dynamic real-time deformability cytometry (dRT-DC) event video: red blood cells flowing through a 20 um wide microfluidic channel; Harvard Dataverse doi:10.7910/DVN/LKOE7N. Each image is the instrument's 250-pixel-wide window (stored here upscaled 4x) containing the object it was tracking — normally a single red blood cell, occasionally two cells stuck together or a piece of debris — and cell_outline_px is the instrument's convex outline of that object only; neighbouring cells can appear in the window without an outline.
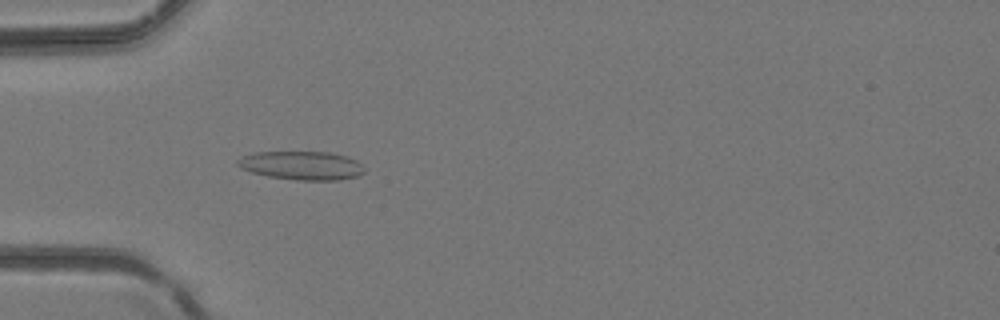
{"species": "common noctule bat (a hibernating species)", "species_latin": "Nyctalus noctula", "temperature_condition": "room temperature", "stored_images_in_passage": 42, "camera_frame_rate_fps": 3000, "um_per_image_px": 0.085, "animal": {"sex": "female", "body_mass_g": 24.6, "forearm_length_mm": 56.2}, "frame": {"image": 1, "passage_image": 14, "time_ms": 4.333, "image_size_px": [1000, 320], "cell_outline_px": [[364, 172], [360, 176], [340, 180], [296, 180], [268, 176], [252, 172], [240, 168], [236, 164], [236, 160], [240, 156], [252, 152], [328, 152], [344, 156], [356, 160], [364, 168]], "centroid_in_image_um": [25.61, 14.07], "position_along_channel_um": 59.4, "area_um2": 21.27}}
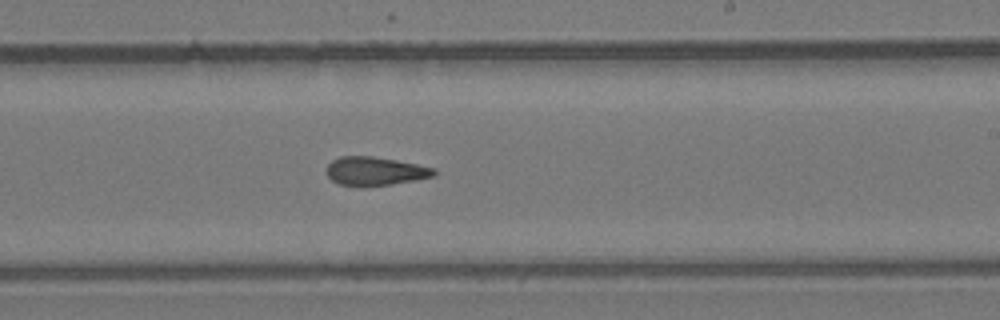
{"frame": {"image": 2, "passage_image": 26, "time_ms": 8.333, "image_size_px": [1000, 320], "cell_outline_px": [[436, 176], [416, 180], [392, 184], [340, 184], [332, 180], [328, 176], [328, 164], [332, 160], [340, 156], [372, 156], [396, 160], [436, 168]], "centroid_in_image_um": [31.94, 14.51], "position_along_channel_um": 257.1, "area_um2": 17.4}}
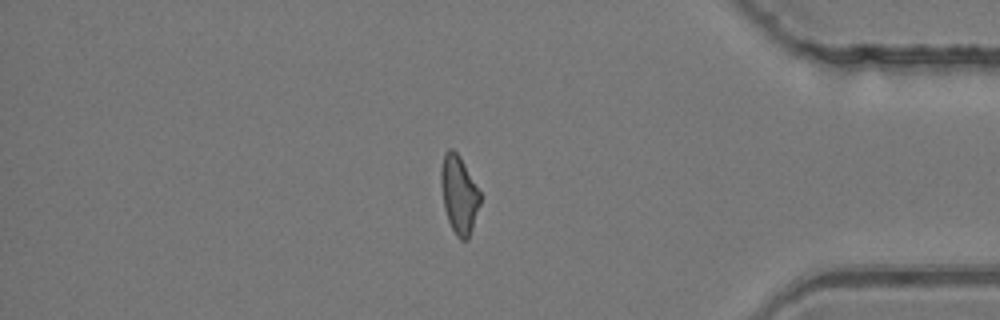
{"frame": {"image": 3, "passage_image": 36, "time_ms": 11.667, "image_size_px": [1000, 320], "cell_outline_px": [[480, 204], [468, 240], [460, 240], [456, 236], [448, 220], [444, 208], [440, 184], [440, 172], [444, 152], [448, 148], [452, 148], [460, 156], [480, 192]], "centroid_in_image_um": [38.99, 16.52], "position_along_channel_um": 396.2, "area_um2": 17.8}}